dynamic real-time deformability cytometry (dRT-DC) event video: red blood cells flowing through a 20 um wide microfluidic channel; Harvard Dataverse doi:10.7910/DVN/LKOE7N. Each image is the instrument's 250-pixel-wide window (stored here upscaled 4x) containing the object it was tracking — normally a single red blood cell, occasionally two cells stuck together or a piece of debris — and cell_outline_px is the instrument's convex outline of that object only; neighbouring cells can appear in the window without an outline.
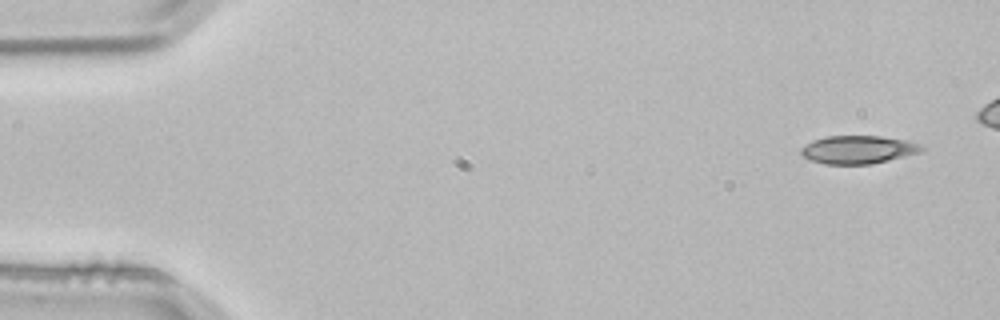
{"species": "common noctule bat (a hibernating species)", "species_latin": "Nyctalus noctula", "temperature_condition": "room temperature", "stored_images_in_passage": 4, "camera_frame_rate_fps": 3000, "um_per_image_px": 0.085, "animal": {"sex": "male", "body_mass_g": 21.5, "forearm_length_mm": 52.0}, "frame": {"image": 1, "passage_image": 1, "time_ms": 0.0, "image_size_px": [1000, 320], "cell_outline_px": [[924, 148], [920, 152], [872, 164], [824, 164], [812, 160], [804, 156], [800, 152], [800, 148], [804, 144], [812, 140], [824, 136], [880, 136], [908, 140], [920, 144]], "centroid_in_image_um": [72.91, 12.71], "position_along_channel_um": 12.1, "area_um2": 19.77}}